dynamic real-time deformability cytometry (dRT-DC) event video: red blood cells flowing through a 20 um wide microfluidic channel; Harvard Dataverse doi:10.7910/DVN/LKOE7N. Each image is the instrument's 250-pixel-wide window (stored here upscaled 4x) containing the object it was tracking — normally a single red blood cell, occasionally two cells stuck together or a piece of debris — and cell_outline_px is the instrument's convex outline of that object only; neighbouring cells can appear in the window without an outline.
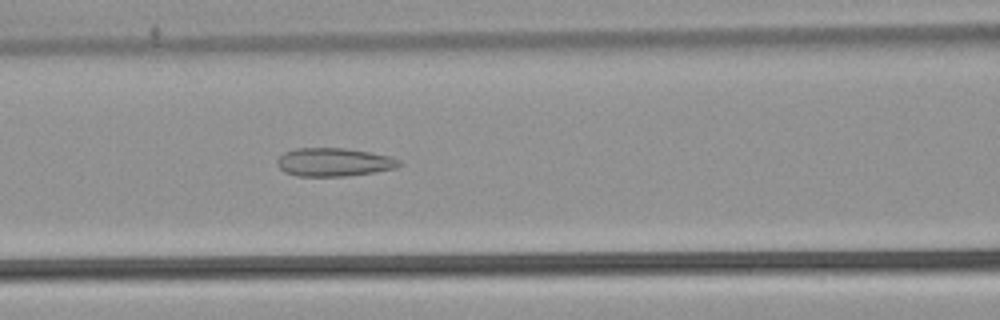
{"species": "common noctule bat (a hibernating species)", "species_latin": "Nyctalus noctula", "temperature_condition": "warm", "stored_images_in_passage": 43, "camera_frame_rate_fps": 3000, "um_per_image_px": 0.085, "animal": {"sex": "male", "body_mass_g": 21.5, "forearm_length_mm": 52.0}, "frame": {"image": 1, "passage_image": 12, "time_ms": 3.667, "image_size_px": [1000, 320], "cell_outline_px": [[404, 164], [396, 168], [372, 172], [344, 176], [296, 176], [284, 172], [276, 164], [276, 160], [284, 152], [296, 148], [344, 148], [368, 152], [388, 156], [400, 160]], "centroid_in_image_um": [28.35, 13.78], "position_along_channel_um": 138.3, "area_um2": 20.11}}
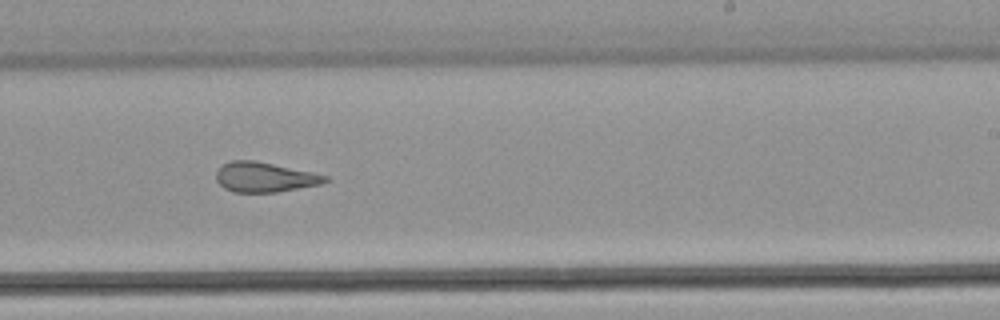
{"frame": {"image": 2, "passage_image": 22, "time_ms": 7.0, "image_size_px": [1000, 320], "cell_outline_px": [[328, 180], [320, 184], [276, 192], [232, 192], [224, 188], [216, 180], [216, 172], [224, 164], [232, 160], [256, 160], [328, 176]], "centroid_in_image_um": [22.45, 15.06], "position_along_channel_um": 266.5, "area_um2": 18.73}}
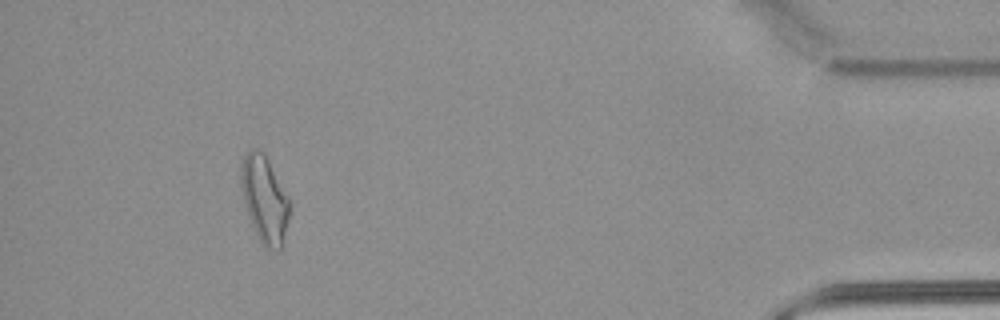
{"frame": {"image": 3, "passage_image": 38, "time_ms": 12.333, "image_size_px": [1000, 320], "cell_outline_px": [[288, 220], [280, 248], [264, 248], [260, 244], [256, 236], [248, 216], [240, 188], [240, 164], [244, 156], [252, 148], [256, 148], [264, 152], [288, 196]], "centroid_in_image_um": [22.43, 16.9], "position_along_channel_um": 412.8, "area_um2": 24.45}, "authors_computed_cell_mechanics": {"area_um2": 20.4612, "velocity_mm_per_s": 3.8578, "shape_relaxation_time_tau1_ms": null, "shape_relaxation_time_tau2_ms": 1.8727, "deformation_change_tau1": null, "deformation_change_tau2": 0.1189}}